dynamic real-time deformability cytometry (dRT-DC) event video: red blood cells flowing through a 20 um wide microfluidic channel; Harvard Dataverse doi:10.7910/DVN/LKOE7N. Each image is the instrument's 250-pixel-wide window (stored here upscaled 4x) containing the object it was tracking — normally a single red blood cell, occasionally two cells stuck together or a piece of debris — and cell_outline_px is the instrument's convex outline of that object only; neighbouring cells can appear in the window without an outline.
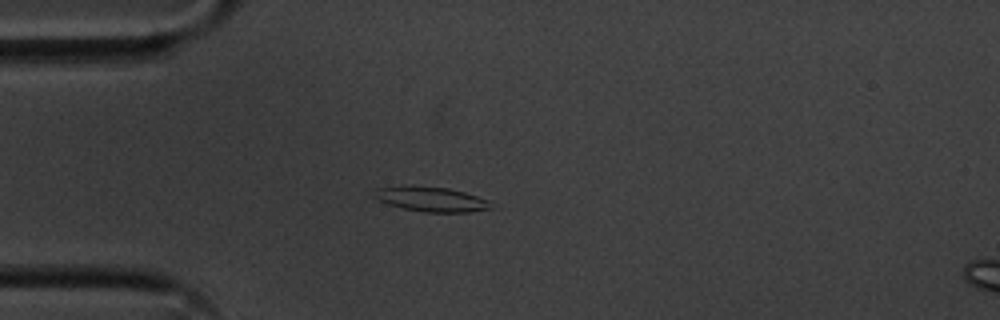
{"species": "common noctule bat (a hibernating species)", "species_latin": "Nyctalus noctula", "temperature_condition": "cold", "stored_images_in_passage": 55, "camera_frame_rate_fps": 3000, "um_per_image_px": 0.085, "animal": {"sex": "male", "body_mass_g": 20.1, "forearm_length_mm": 53.5}, "frame": {"image": 1, "passage_image": 14, "time_ms": 4.333, "image_size_px": [1000, 320], "cell_outline_px": [[492, 208], [468, 212], [424, 212], [404, 208], [388, 204], [372, 196], [376, 188], [448, 188], [464, 192], [488, 200]], "centroid_in_image_um": [36.7, 16.97], "position_along_channel_um": 48.3, "area_um2": 15.9}}
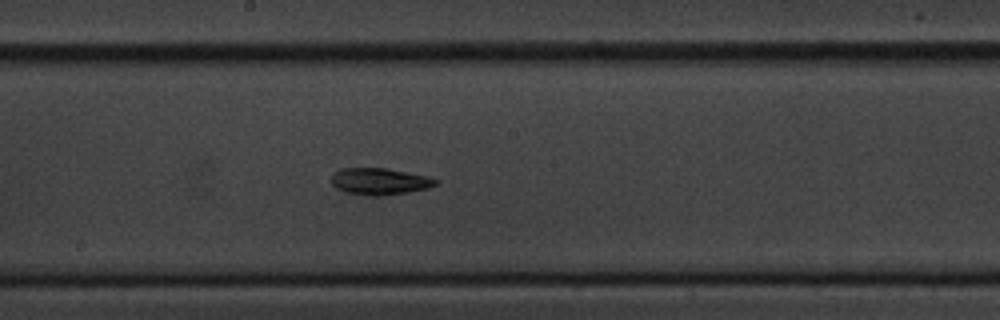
{"frame": {"image": 2, "passage_image": 29, "time_ms": 9.333, "image_size_px": [1000, 320], "cell_outline_px": [[440, 180], [436, 184], [428, 188], [408, 192], [380, 196], [372, 196], [344, 192], [336, 188], [332, 184], [332, 172], [340, 168], [388, 168], [428, 176]], "centroid_in_image_um": [32.26, 15.41], "position_along_channel_um": 215.9, "area_um2": 16.42}}
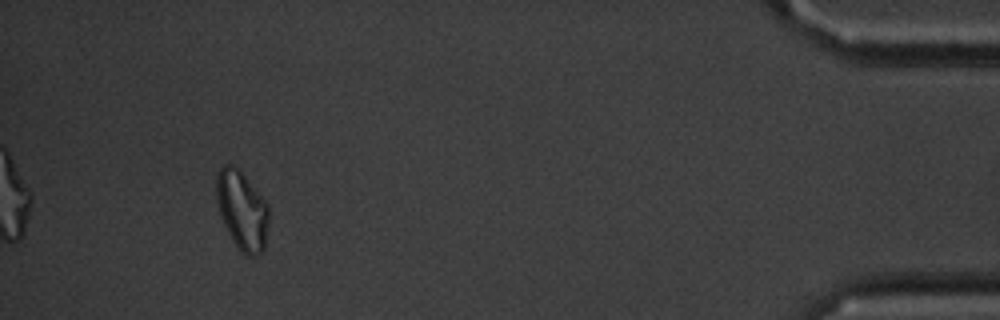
{"frame": {"image": 3, "passage_image": 51, "time_ms": 16.667, "image_size_px": [1000, 320], "cell_outline_px": [[268, 224], [264, 252], [256, 256], [248, 256], [232, 240], [224, 224], [216, 200], [216, 176], [220, 168], [224, 164], [232, 164], [244, 176], [268, 204]], "centroid_in_image_um": [20.57, 17.89], "position_along_channel_um": 414.6, "area_um2": 23.76}, "authors_computed_cell_mechanics": {"area_um2": 16.4152, "velocity_mm_per_s": 3.5989, "shape_relaxation_time_tau1_ms": 10.6088, "shape_relaxation_time_tau2_ms": null, "deformation_change_tau1": 0.2388, "deformation_change_tau2": null}}